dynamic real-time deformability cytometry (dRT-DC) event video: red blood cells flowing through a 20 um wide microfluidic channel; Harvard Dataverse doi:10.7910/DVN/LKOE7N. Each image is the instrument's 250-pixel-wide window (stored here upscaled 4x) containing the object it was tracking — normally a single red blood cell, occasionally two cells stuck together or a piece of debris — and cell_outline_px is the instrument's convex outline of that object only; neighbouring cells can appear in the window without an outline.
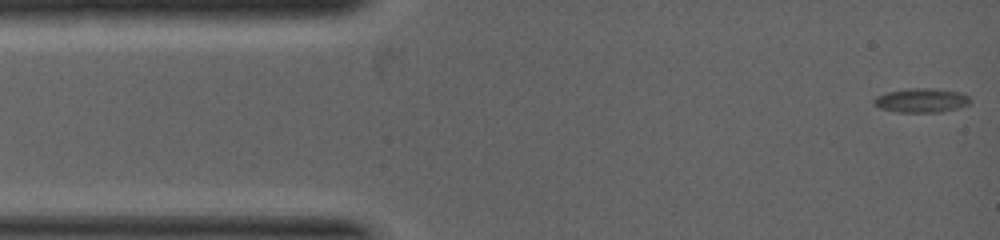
{"species": "common noctule bat (a hibernating species)", "species_latin": "Nyctalus noctula", "temperature_condition": "warm", "stored_images_in_passage": 9, "camera_frame_rate_fps": 5000, "um_per_image_px": 0.085, "animal": {"sex": "female", "body_mass_g": 19.0, "forearm_length_mm": 53.3}, "frame": {"image": 1, "passage_image": 1, "time_ms": 0.0, "image_size_px": [1000, 240], "cell_outline_px": [[972, 100], [968, 104], [956, 108], [940, 112], [900, 112], [880, 108], [872, 100], [876, 96], [888, 92], [908, 88], [932, 88], [960, 92], [968, 96]], "centroid_in_image_um": [78.32, 8.52], "position_along_channel_um": 6.7, "area_um2": 13.41}}
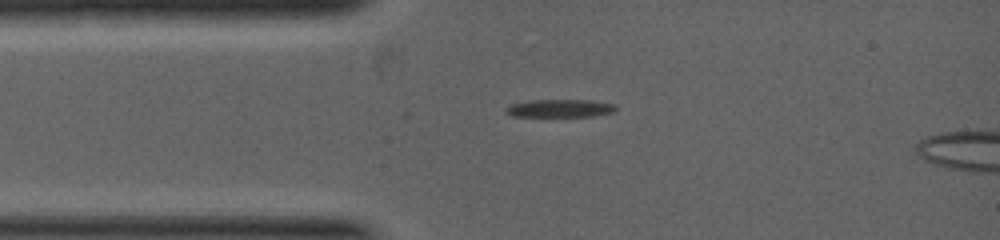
{"frame": {"image": 2, "passage_image": 6, "time_ms": 1.4, "image_size_px": [1000, 240], "cell_outline_px": [[616, 108], [612, 112], [592, 116], [512, 116], [504, 112], [504, 108], [512, 104], [528, 100], [588, 100], [612, 104]], "centroid_in_image_um": [47.5, 9.2], "position_along_channel_um": 37.5, "area_um2": 11.27}}